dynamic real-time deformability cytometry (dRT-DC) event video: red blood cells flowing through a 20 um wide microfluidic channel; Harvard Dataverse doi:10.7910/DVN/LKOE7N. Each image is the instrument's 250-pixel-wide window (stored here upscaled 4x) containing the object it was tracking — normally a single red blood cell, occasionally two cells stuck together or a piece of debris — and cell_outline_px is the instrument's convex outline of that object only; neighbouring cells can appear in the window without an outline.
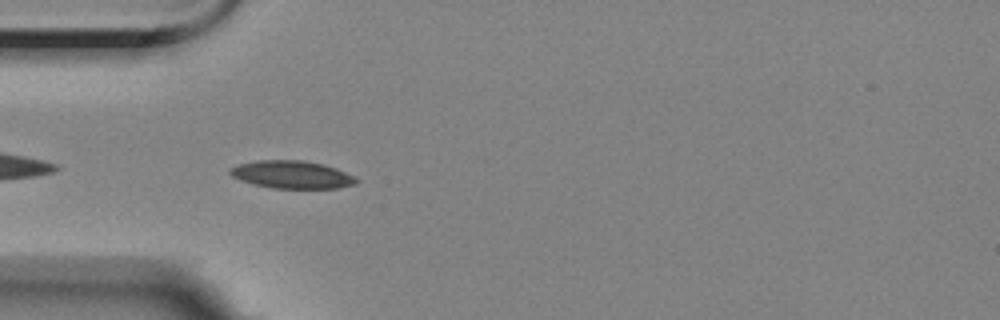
{"species": "Egyptian fruit bat (a non-hibernating species)", "species_latin": "Rousettus aegyptiacus", "temperature_condition": "room temperature", "stored_images_in_passage": 3, "camera_frame_rate_fps": 3000, "um_per_image_px": 0.085, "animal": {"sex": "female"}, "frame": {"image": 1, "passage_image": 2, "time_ms": 1.333, "image_size_px": [1000, 320], "cell_outline_px": [[360, 180], [356, 184], [336, 188], [272, 188], [240, 180], [232, 176], [228, 172], [228, 168], [240, 164], [260, 160], [304, 160], [324, 164], [336, 168]], "centroid_in_image_um": [24.81, 14.83], "position_along_channel_um": 60.2, "area_um2": 20.29}}
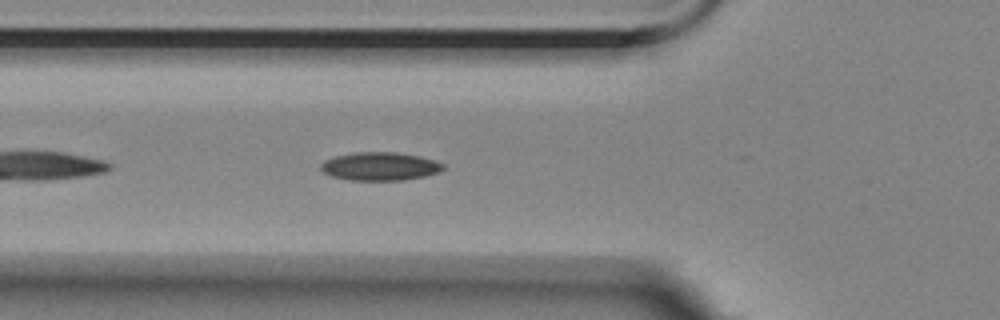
{"frame": {"image": 2, "passage_image": 3, "time_ms": 2.333, "image_size_px": [1000, 320], "cell_outline_px": [[444, 168], [440, 172], [424, 176], [404, 180], [348, 180], [332, 176], [324, 172], [320, 168], [320, 164], [324, 160], [336, 156], [356, 152], [396, 152], [420, 156], [444, 164]], "centroid_in_image_um": [32.29, 14.14], "position_along_channel_um": 93.5, "area_um2": 20.11}}